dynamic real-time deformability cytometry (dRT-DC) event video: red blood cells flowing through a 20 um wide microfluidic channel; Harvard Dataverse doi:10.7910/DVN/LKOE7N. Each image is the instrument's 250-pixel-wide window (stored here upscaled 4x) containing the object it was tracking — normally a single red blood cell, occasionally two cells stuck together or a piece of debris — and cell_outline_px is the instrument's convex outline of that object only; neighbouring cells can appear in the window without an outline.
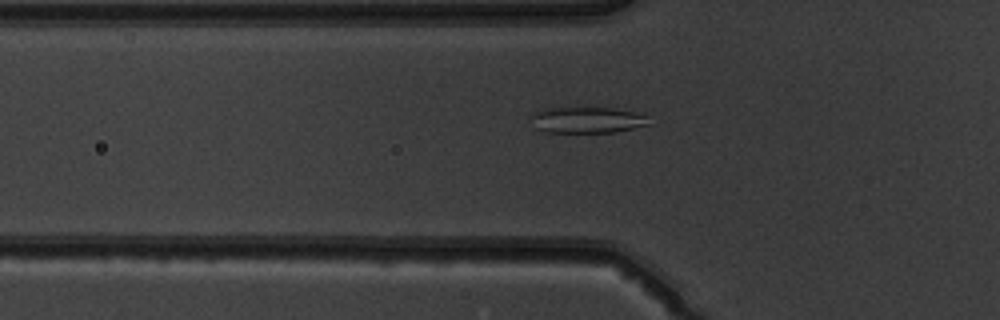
{"species": "common noctule bat (a hibernating species)", "species_latin": "Nyctalus noctula", "temperature_condition": "warm", "stored_images_in_passage": 39, "camera_frame_rate_fps": 3000, "um_per_image_px": 0.085, "animal": {"sex": "male", "body_mass_g": 19.5, "forearm_length_mm": 54.6}, "frame": {"image": 1, "passage_image": 6, "time_ms": 1.667, "image_size_px": [1000, 320], "cell_outline_px": [[648, 124], [616, 132], [544, 132], [536, 128], [532, 116], [536, 112], [544, 108], [612, 108], [636, 112], [648, 116]], "centroid_in_image_um": [49.93, 10.2], "position_along_channel_um": 75.9, "area_um2": 17.63}}
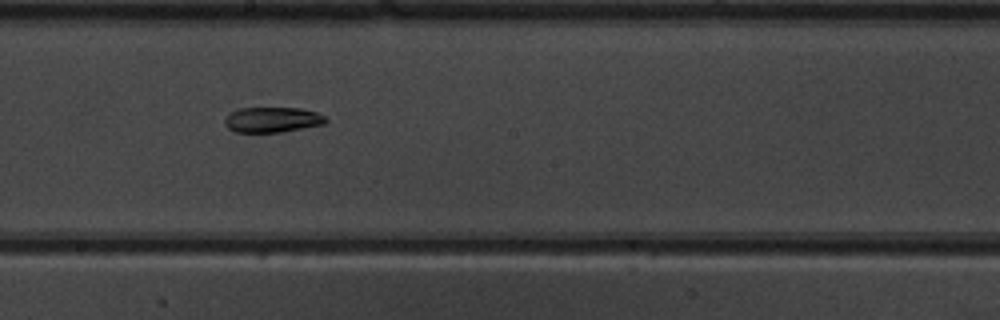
{"frame": {"image": 2, "passage_image": 17, "time_ms": 5.333, "image_size_px": [1000, 320], "cell_outline_px": [[328, 120], [324, 124], [280, 132], [236, 132], [228, 128], [224, 124], [224, 120], [232, 112], [240, 108], [300, 108], [316, 112], [324, 116]], "centroid_in_image_um": [23.15, 10.18], "position_along_channel_um": 225.0, "area_um2": 14.74}}
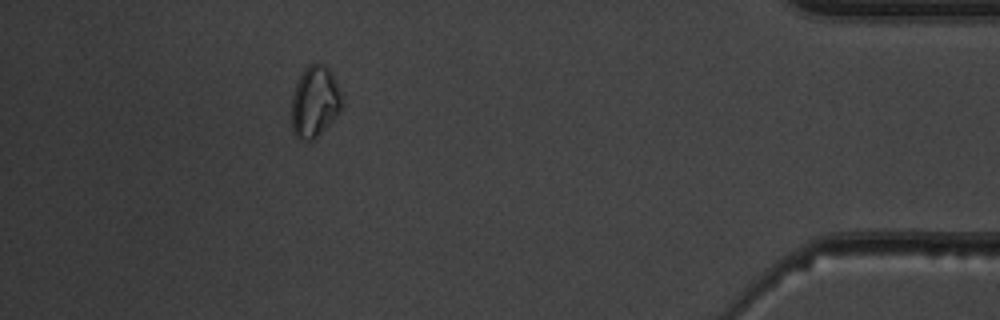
{"frame": {"image": 3, "passage_image": 34, "time_ms": 11.0, "image_size_px": [1000, 320], "cell_outline_px": [[344, 104], [340, 112], [312, 140], [304, 140], [296, 136], [292, 132], [292, 96], [296, 84], [304, 68], [308, 64], [324, 64], [328, 68], [336, 80], [344, 100]], "centroid_in_image_um": [26.77, 8.62], "position_along_channel_um": 408.4, "area_um2": 20.87}}